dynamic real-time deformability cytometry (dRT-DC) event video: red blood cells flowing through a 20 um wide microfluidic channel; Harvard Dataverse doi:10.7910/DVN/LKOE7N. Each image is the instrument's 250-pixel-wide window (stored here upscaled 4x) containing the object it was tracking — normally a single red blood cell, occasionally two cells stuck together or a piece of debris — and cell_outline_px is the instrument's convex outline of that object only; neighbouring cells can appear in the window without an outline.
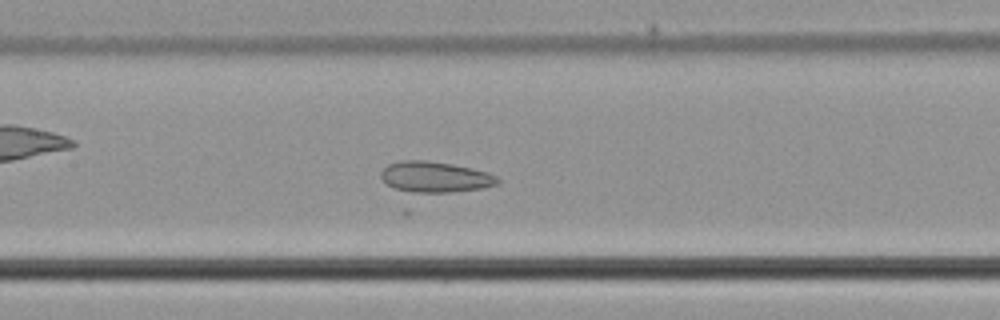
{"species": "common noctule bat (a hibernating species)", "species_latin": "Nyctalus noctula", "temperature_condition": "cold", "stored_images_in_passage": 45, "camera_frame_rate_fps": 3000, "um_per_image_px": 0.085, "animal": {"sex": "male", "body_mass_g": 21.5, "forearm_length_mm": 52.0}, "frame": {"image": 1, "passage_image": 24, "time_ms": 7.667, "image_size_px": [1000, 320], "cell_outline_px": [[500, 184], [480, 188], [448, 192], [412, 192], [392, 188], [384, 184], [380, 180], [380, 172], [388, 164], [400, 160], [428, 160], [452, 164], [472, 168], [488, 172], [496, 176], [500, 180]], "centroid_in_image_um": [36.93, 15.03], "position_along_channel_um": 170.5, "area_um2": 21.15}}
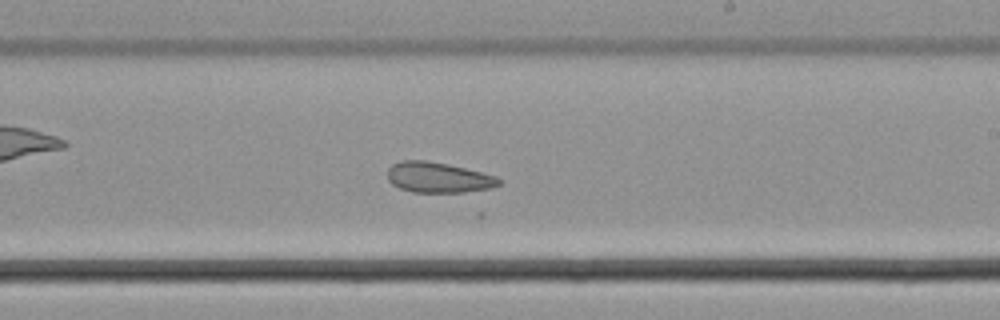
{"frame": {"image": 2, "passage_image": 30, "time_ms": 9.667, "image_size_px": [1000, 320], "cell_outline_px": [[504, 180], [500, 184], [492, 188], [464, 192], [412, 192], [400, 188], [392, 184], [388, 180], [388, 168], [392, 164], [400, 160], [428, 160], [448, 164], [496, 176]], "centroid_in_image_um": [37.25, 15.08], "position_along_channel_um": 251.7, "area_um2": 19.88}}
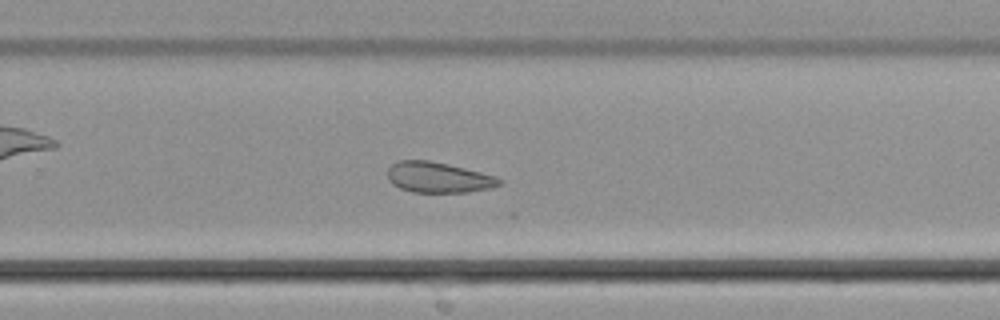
{"frame": {"image": 3, "passage_image": 33, "time_ms": 10.667, "image_size_px": [1000, 320], "cell_outline_px": [[504, 180], [500, 184], [492, 188], [468, 192], [412, 192], [400, 188], [392, 184], [388, 180], [388, 168], [396, 160], [428, 160], [464, 168], [496, 176]], "centroid_in_image_um": [37.25, 15.08], "position_along_channel_um": 292.6, "area_um2": 19.94}}